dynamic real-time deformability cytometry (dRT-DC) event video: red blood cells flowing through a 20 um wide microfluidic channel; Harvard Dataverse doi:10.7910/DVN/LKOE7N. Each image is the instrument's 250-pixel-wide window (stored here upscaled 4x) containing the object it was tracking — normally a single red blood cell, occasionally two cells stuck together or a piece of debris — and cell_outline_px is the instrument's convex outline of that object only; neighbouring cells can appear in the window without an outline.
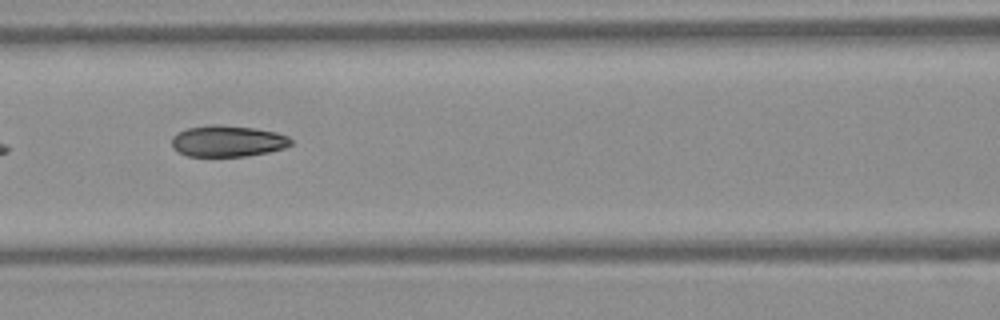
{"species": "Egyptian fruit bat (a non-hibernating species)", "species_latin": "Rousettus aegyptiacus", "temperature_condition": "warm", "stored_images_in_passage": 6, "camera_frame_rate_fps": 3000, "um_per_image_px": 0.085, "frame": {"image": 1, "passage_image": 6, "time_ms": 1.667, "image_size_px": [1000, 320], "cell_outline_px": [[292, 144], [284, 148], [268, 152], [244, 156], [188, 156], [176, 152], [172, 148], [172, 136], [176, 132], [188, 128], [212, 124], [216, 124], [252, 128], [276, 132], [288, 136], [292, 140]], "centroid_in_image_um": [19.31, 11.99], "position_along_channel_um": 147.3, "area_um2": 21.79}}